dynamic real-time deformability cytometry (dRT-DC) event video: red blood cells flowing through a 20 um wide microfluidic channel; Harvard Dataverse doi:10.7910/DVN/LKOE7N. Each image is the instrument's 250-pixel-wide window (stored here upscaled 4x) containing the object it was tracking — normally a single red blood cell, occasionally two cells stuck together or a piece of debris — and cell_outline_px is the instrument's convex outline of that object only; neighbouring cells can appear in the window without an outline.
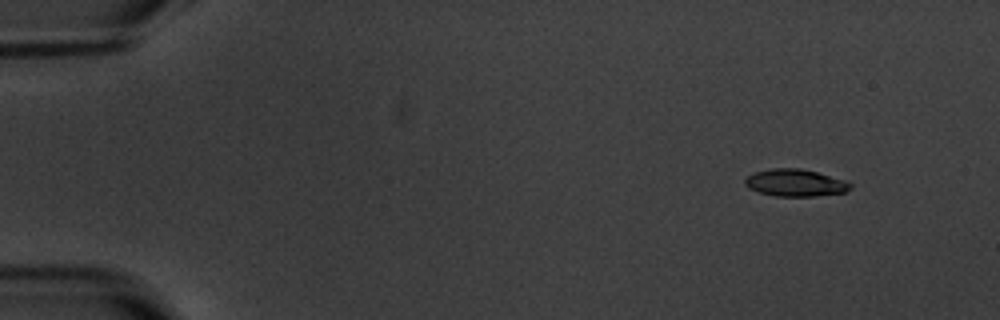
{"species": "common noctule bat (a hibernating species)", "species_latin": "Nyctalus noctula", "temperature_condition": "warm", "stored_images_in_passage": 6, "camera_frame_rate_fps": 3000, "um_per_image_px": 0.085, "animal": {"sex": "male", "body_mass_g": 20.1, "forearm_length_mm": 53.5}, "frame": {"image": 1, "passage_image": 2, "time_ms": 1.333, "image_size_px": [1000, 320], "cell_outline_px": [[852, 188], [844, 192], [812, 196], [776, 196], [760, 192], [748, 188], [744, 184], [744, 180], [748, 176], [756, 172], [768, 168], [800, 168], [816, 172], [844, 180], [852, 184]], "centroid_in_image_um": [67.58, 15.53], "position_along_channel_um": 17.4, "area_um2": 16.53}}
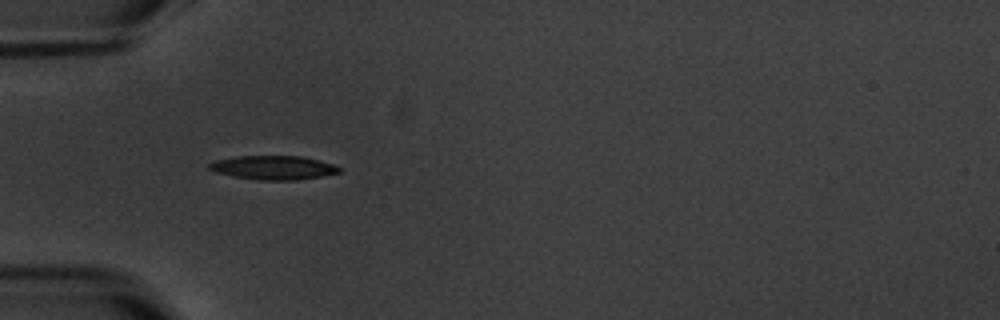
{"frame": {"image": 2, "passage_image": 5, "time_ms": 5.667, "image_size_px": [1000, 320], "cell_outline_px": [[340, 172], [320, 176], [296, 180], [260, 180], [232, 176], [216, 172], [208, 168], [208, 164], [216, 160], [236, 156], [300, 156], [320, 160], [332, 164], [340, 168]], "centroid_in_image_um": [23.21, 14.24], "position_along_channel_um": 61.8, "area_um2": 17.98}}